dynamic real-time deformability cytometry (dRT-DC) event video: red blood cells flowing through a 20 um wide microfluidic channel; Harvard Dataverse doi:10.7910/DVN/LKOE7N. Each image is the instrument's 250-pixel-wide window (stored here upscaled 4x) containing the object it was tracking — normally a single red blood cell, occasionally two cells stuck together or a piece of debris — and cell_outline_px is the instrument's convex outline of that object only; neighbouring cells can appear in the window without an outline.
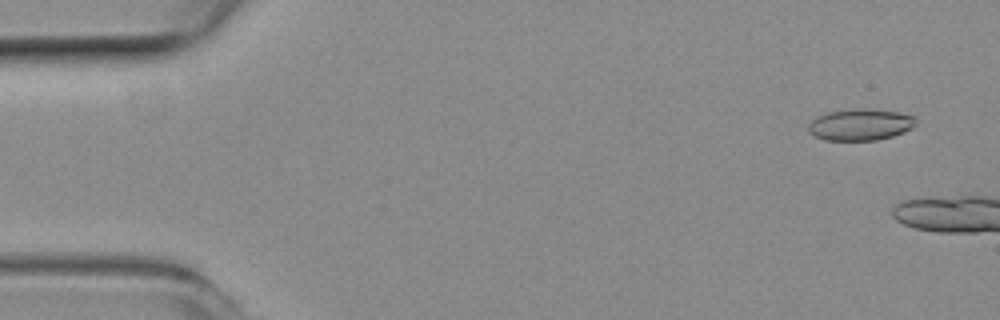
{"species": "common noctule bat (a hibernating species)", "species_latin": "Nyctalus noctula", "temperature_condition": "room temperature", "stored_images_in_passage": 5, "camera_frame_rate_fps": 3000, "um_per_image_px": 0.085, "animal": {"sex": "female", "body_mass_g": 19.3, "forearm_length_mm": 54.1}, "frame": {"image": 1, "passage_image": 2, "time_ms": 0.333, "image_size_px": [1000, 320], "cell_outline_px": [[916, 124], [912, 128], [904, 132], [892, 136], [876, 140], [824, 140], [808, 132], [808, 124], [816, 116], [828, 112], [864, 108], [896, 112], [916, 116]], "centroid_in_image_um": [73.13, 10.6], "position_along_channel_um": 11.9, "area_um2": 19.71}}